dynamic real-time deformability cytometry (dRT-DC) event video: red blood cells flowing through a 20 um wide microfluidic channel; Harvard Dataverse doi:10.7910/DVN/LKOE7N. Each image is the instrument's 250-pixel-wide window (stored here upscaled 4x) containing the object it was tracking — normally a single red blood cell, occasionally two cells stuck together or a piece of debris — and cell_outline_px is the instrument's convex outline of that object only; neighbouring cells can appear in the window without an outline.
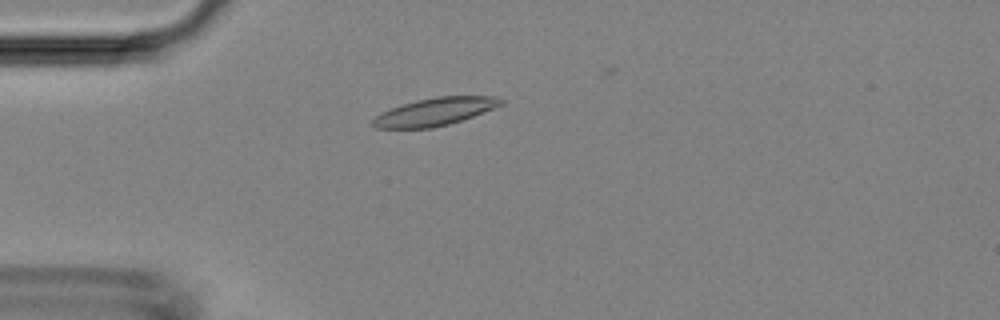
{"species": "Egyptian fruit bat (a non-hibernating species)", "species_latin": "Rousettus aegyptiacus", "temperature_condition": "room temperature", "stored_images_in_passage": 4, "camera_frame_rate_fps": 3000, "um_per_image_px": 0.085, "animal": {"sex": "female"}, "frame": {"image": 1, "passage_image": 4, "time_ms": 3.333, "image_size_px": [1000, 320], "cell_outline_px": [[504, 104], [472, 116], [448, 124], [432, 128], [376, 128], [372, 124], [372, 120], [380, 112], [416, 100], [436, 96], [496, 96], [504, 100]], "centroid_in_image_um": [36.97, 9.49], "position_along_channel_um": 48.0, "area_um2": 20.52}}